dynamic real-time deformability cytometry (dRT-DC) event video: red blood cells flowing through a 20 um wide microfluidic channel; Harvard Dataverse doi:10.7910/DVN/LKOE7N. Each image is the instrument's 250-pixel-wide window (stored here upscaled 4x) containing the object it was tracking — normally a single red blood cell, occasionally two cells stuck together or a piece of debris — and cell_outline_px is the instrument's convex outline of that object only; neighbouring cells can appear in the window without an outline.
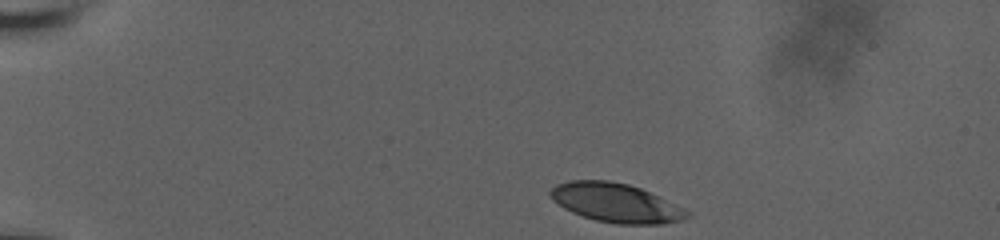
{"species": "human", "species_latin": "Homo sapiens", "temperature_condition": "room temperature", "stored_images_in_passage": 16, "camera_frame_rate_fps": 3000, "um_per_image_px": 0.085, "donor": {"sex": "male"}, "frame": {"image": 1, "passage_image": 1, "time_ms": 0.0, "image_size_px": [1000, 240], "cell_outline_px": [[692, 216], [684, 220], [664, 224], [616, 224], [596, 220], [572, 212], [564, 208], [552, 200], [548, 192], [556, 184], [568, 180], [608, 180], [628, 184], [640, 188], [660, 196], [692, 212]], "centroid_in_image_um": [52.39, 17.24], "position_along_channel_um": 32.6, "area_um2": 31.39}}
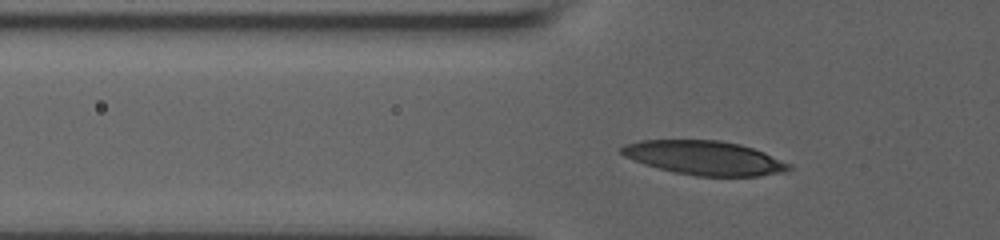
{"frame": {"image": 2, "passage_image": 11, "time_ms": 3.0, "image_size_px": [1000, 240], "cell_outline_px": [[792, 168], [784, 172], [760, 176], [696, 176], [672, 172], [644, 164], [624, 156], [620, 152], [620, 148], [624, 144], [640, 140], [720, 140], [740, 144], [764, 152], [792, 164]], "centroid_in_image_um": [59.88, 13.42], "position_along_channel_um": 65.9, "area_um2": 33.41}}
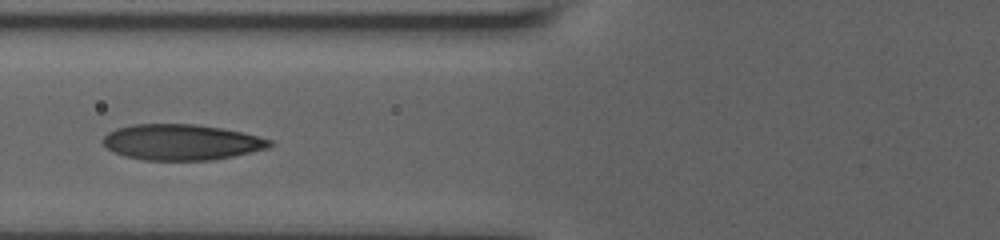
{"frame": {"image": 3, "passage_image": 15, "time_ms": 4.333, "image_size_px": [1000, 240], "cell_outline_px": [[272, 144], [268, 148], [252, 152], [212, 160], [144, 160], [124, 156], [108, 148], [100, 140], [108, 132], [116, 128], [132, 124], [192, 124], [220, 128], [240, 132], [272, 140]], "centroid_in_image_um": [15.38, 12.08], "position_along_channel_um": 110.4, "area_um2": 34.56}}